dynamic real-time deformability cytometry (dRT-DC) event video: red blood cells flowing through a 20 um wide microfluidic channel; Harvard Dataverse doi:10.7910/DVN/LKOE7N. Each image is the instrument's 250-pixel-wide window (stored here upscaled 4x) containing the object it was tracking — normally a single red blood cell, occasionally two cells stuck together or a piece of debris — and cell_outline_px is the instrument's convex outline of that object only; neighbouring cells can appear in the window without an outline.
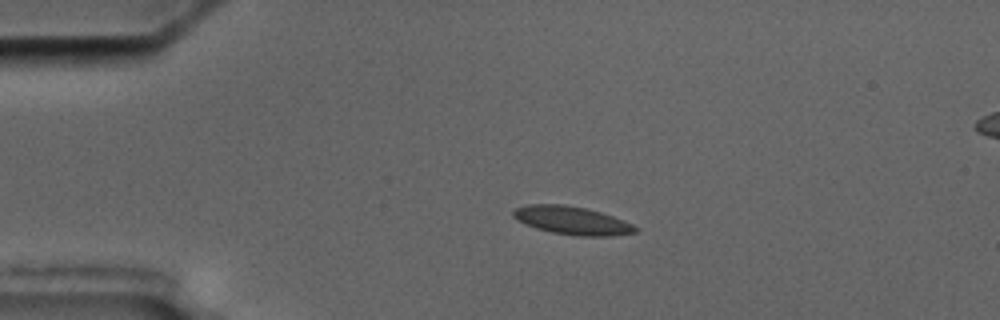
{"species": "common noctule bat (a hibernating species)", "species_latin": "Nyctalus noctula", "temperature_condition": "cold", "stored_images_in_passage": 4, "camera_frame_rate_fps": 3000, "um_per_image_px": 0.085, "animal": {"sex": "male", "body_mass_g": 17.5, "forearm_length_mm": 52.3}, "frame": {"image": 1, "passage_image": 3, "time_ms": 2.333, "image_size_px": [1000, 320], "cell_outline_px": [[640, 228], [636, 232], [612, 236], [580, 236], [552, 232], [536, 228], [516, 220], [512, 216], [512, 212], [516, 208], [528, 204], [564, 204], [588, 208], [624, 220]], "centroid_in_image_um": [48.63, 18.73], "position_along_channel_um": 36.4, "area_um2": 20.11}}